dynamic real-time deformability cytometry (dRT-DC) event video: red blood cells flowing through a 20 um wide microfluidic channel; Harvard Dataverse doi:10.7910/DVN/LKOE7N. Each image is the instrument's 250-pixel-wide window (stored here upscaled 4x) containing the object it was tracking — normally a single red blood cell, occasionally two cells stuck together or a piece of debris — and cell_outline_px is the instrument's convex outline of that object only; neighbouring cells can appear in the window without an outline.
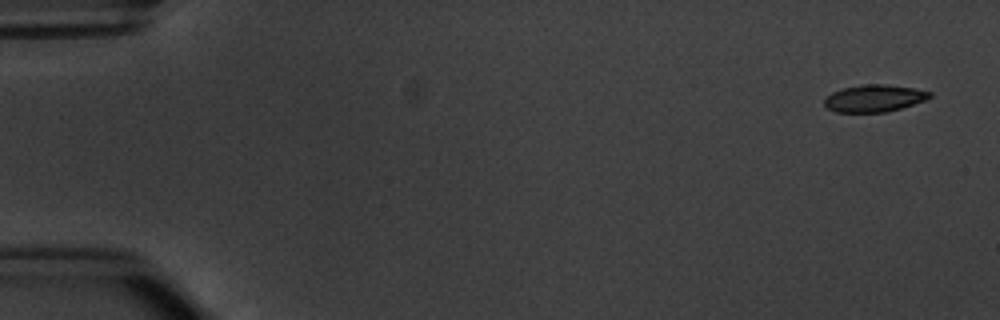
{"species": "common noctule bat (a hibernating species)", "species_latin": "Nyctalus noctula", "temperature_condition": "warm", "stored_images_in_passage": 4, "camera_frame_rate_fps": 3000, "um_per_image_px": 0.085, "animal": {"sex": "male", "body_mass_g": 20.1, "forearm_length_mm": 53.5}, "frame": {"image": 1, "passage_image": 1, "time_ms": 0.0, "image_size_px": [1000, 320], "cell_outline_px": [[932, 96], [924, 100], [900, 108], [884, 112], [836, 112], [828, 108], [824, 104], [824, 100], [832, 92], [844, 88], [864, 84], [884, 84], [916, 88], [932, 92]], "centroid_in_image_um": [74.32, 8.34], "position_along_channel_um": 10.7, "area_um2": 16.47}}